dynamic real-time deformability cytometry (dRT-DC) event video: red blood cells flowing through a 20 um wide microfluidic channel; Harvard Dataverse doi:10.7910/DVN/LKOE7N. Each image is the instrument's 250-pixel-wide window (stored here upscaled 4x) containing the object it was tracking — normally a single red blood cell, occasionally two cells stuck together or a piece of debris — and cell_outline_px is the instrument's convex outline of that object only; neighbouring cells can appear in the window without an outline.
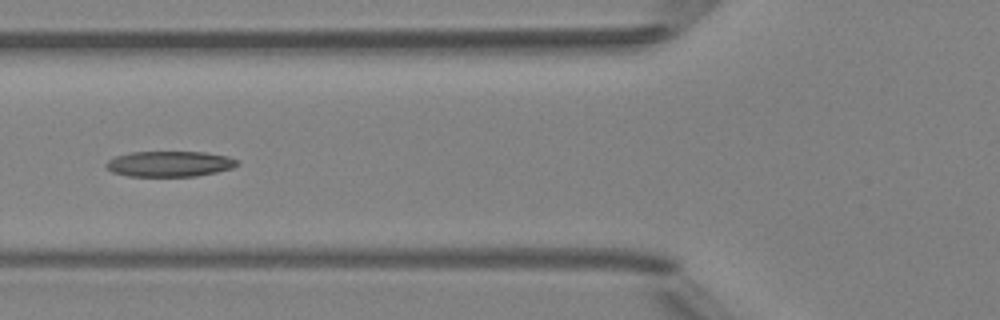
{"species": "Egyptian fruit bat (a non-hibernating species)", "species_latin": "Rousettus aegyptiacus", "temperature_condition": "room temperature", "stored_images_in_passage": 6, "camera_frame_rate_fps": 3000, "um_per_image_px": 0.085, "animal": {"sex": "female"}, "frame": {"image": 1, "passage_image": 6, "time_ms": 5.667, "image_size_px": [1000, 320], "cell_outline_px": [[240, 164], [232, 168], [216, 172], [196, 176], [128, 176], [112, 172], [104, 164], [108, 160], [116, 156], [132, 152], [204, 152], [228, 156], [240, 160]], "centroid_in_image_um": [14.45, 13.93], "position_along_channel_um": 111.4, "area_um2": 19.59}}